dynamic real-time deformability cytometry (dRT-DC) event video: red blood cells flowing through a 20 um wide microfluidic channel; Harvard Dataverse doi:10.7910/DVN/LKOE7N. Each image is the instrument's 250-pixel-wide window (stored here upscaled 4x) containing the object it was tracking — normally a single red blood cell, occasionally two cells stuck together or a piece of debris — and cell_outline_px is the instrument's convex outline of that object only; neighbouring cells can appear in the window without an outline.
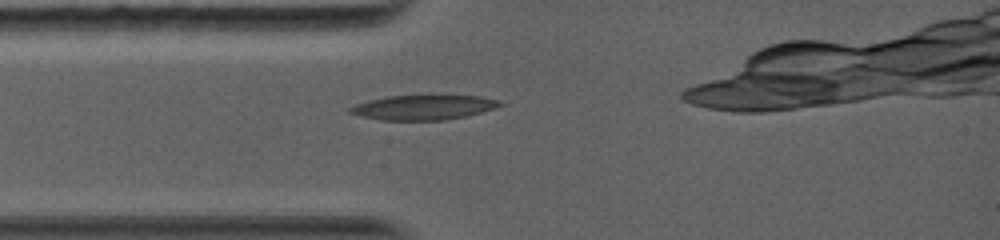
{"species": "common noctule bat (a hibernating species)", "species_latin": "Nyctalus noctula", "temperature_condition": "warm", "stored_images_in_passage": 27, "camera_frame_rate_fps": 5000, "um_per_image_px": 0.085, "animal": {"sex": "female", "body_mass_g": 19.0, "forearm_length_mm": 56.7}, "frame": {"image": 1, "passage_image": 1, "time_ms": 0.0, "image_size_px": [1000, 240], "cell_outline_px": [[504, 104], [496, 108], [464, 116], [444, 120], [384, 120], [360, 116], [348, 112], [348, 108], [356, 104], [368, 100], [384, 96], [480, 96], [500, 100]], "centroid_in_image_um": [35.97, 9.13], "position_along_channel_um": 49.0, "area_um2": 21.44}}
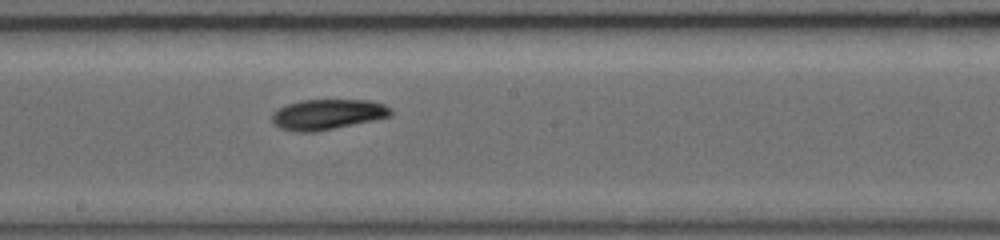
{"frame": {"image": 2, "passage_image": 14, "time_ms": 4.2, "image_size_px": [1000, 240], "cell_outline_px": [[392, 116], [316, 132], [296, 132], [280, 128], [272, 120], [272, 112], [288, 104], [300, 100], [372, 100], [384, 104], [392, 108]], "centroid_in_image_um": [27.87, 9.72], "position_along_channel_um": 220.3, "area_um2": 21.04}}
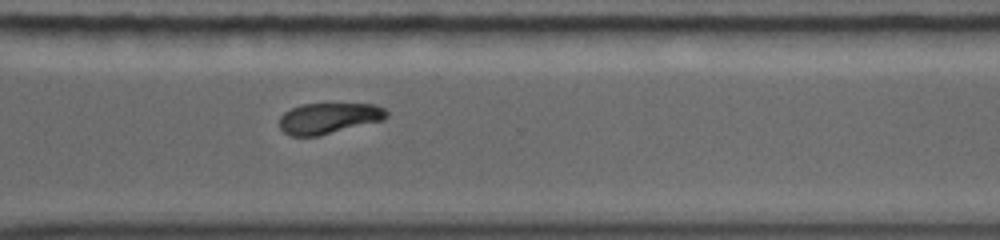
{"frame": {"image": 3, "passage_image": 23, "time_ms": 7.2, "image_size_px": [1000, 240], "cell_outline_px": [[388, 116], [384, 120], [320, 136], [292, 136], [284, 132], [280, 128], [280, 116], [284, 112], [300, 104], [376, 104], [384, 108], [388, 112]], "centroid_in_image_um": [27.96, 10.05], "position_along_channel_um": 342.6, "area_um2": 19.42}, "authors_computed_cell_mechanics": {"area_um2": 20.808, "velocity_mm_per_s": 4.0739, "shape_relaxation_time_tau1_ms": 8.3298, "shape_relaxation_time_tau2_ms": null, "deformation_change_tau1": 0.1897, "deformation_change_tau2": null}}